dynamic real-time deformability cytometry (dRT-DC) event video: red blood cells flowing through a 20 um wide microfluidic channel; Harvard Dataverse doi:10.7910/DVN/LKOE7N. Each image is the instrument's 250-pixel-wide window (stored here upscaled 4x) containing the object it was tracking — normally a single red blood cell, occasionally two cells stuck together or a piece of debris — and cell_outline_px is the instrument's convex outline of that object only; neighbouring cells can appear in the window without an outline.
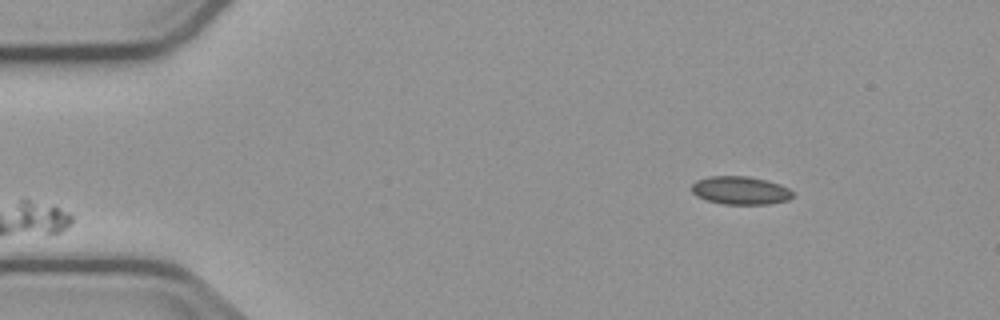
{"species": "common noctule bat (a hibernating species)", "species_latin": "Nyctalus noctula", "temperature_condition": "cold", "stored_images_in_passage": 3, "camera_frame_rate_fps": 3000, "um_per_image_px": 0.085, "animal": {"sex": "male", "body_mass_g": 23.1, "forearm_length_mm": 52.7}, "frame": {"image": 1, "passage_image": 1, "time_ms": 0.0, "image_size_px": [1000, 320], "cell_outline_px": [[792, 196], [788, 200], [768, 204], [724, 204], [708, 200], [696, 196], [692, 192], [692, 184], [696, 180], [708, 176], [748, 176], [780, 184], [788, 188], [792, 192]], "centroid_in_image_um": [62.91, 16.18], "position_along_channel_um": 22.1, "area_um2": 16.47}}